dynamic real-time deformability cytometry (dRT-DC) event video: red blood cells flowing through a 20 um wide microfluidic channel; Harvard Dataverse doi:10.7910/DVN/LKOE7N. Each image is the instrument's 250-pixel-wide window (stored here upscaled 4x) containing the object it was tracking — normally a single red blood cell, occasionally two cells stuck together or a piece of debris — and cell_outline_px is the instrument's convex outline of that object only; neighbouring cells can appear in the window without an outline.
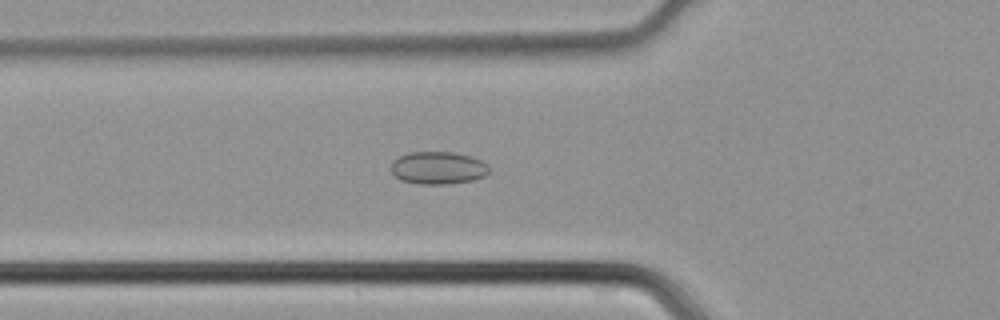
{"species": "common noctule bat (a hibernating species)", "species_latin": "Nyctalus noctula", "temperature_condition": "cold", "stored_images_in_passage": 45, "camera_frame_rate_fps": 3000, "um_per_image_px": 0.085, "animal": {"sex": "male", "body_mass_g": 21.5, "forearm_length_mm": 52.0}, "frame": {"image": 1, "passage_image": 16, "time_ms": 5.0, "image_size_px": [1000, 320], "cell_outline_px": [[488, 172], [484, 176], [472, 180], [448, 184], [420, 184], [400, 180], [392, 172], [392, 160], [408, 152], [452, 152], [468, 156], [480, 160], [488, 164]], "centroid_in_image_um": [37.21, 14.27], "position_along_channel_um": 88.6, "area_um2": 18.5}}
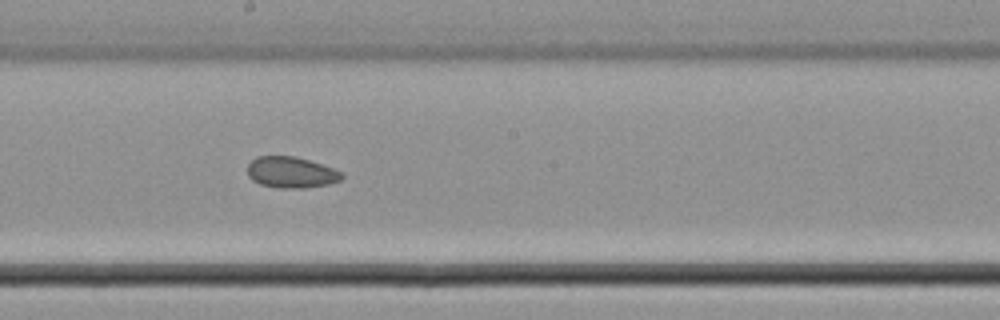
{"frame": {"image": 2, "passage_image": 25, "time_ms": 8.0, "image_size_px": [1000, 320], "cell_outline_px": [[344, 176], [340, 180], [328, 184], [304, 188], [276, 188], [260, 184], [252, 180], [248, 176], [248, 164], [256, 156], [296, 156], [332, 168], [340, 172]], "centroid_in_image_um": [24.71, 14.65], "position_along_channel_um": 223.5, "area_um2": 17.05}}
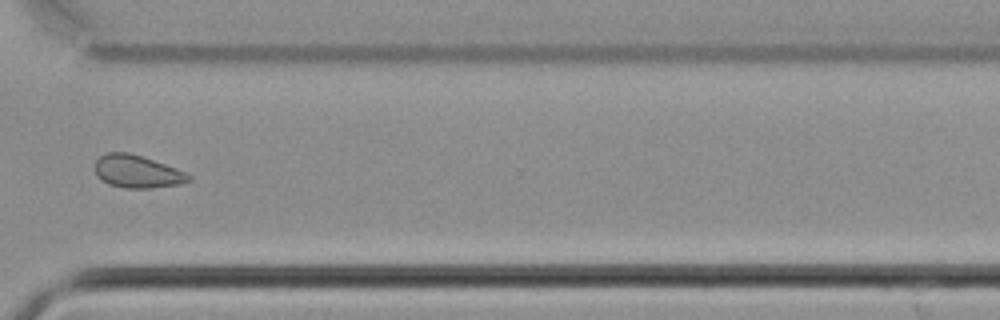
{"frame": {"image": 3, "passage_image": 34, "time_ms": 11.0, "image_size_px": [1000, 320], "cell_outline_px": [[192, 180], [180, 184], [152, 188], [124, 188], [108, 184], [96, 176], [96, 160], [100, 156], [108, 152], [128, 152], [176, 168], [192, 176]], "centroid_in_image_um": [11.66, 14.59], "position_along_channel_um": 358.9, "area_um2": 17.74}}